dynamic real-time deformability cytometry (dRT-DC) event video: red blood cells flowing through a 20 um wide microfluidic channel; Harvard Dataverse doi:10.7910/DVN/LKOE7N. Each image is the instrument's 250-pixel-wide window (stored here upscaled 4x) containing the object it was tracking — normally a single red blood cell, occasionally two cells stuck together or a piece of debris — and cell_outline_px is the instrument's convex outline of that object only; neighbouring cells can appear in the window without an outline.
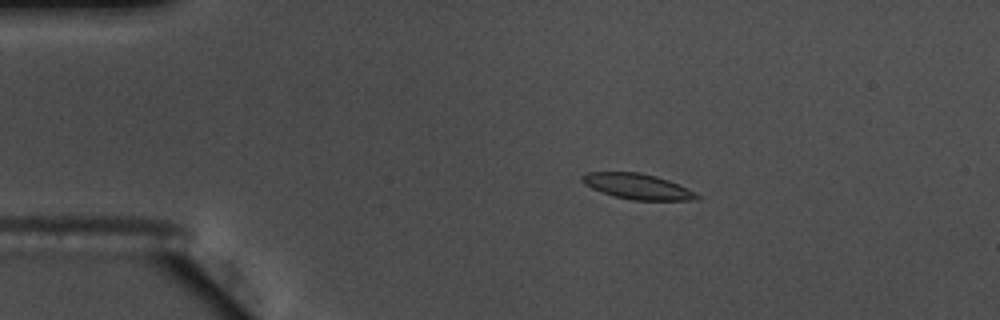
{"species": "common noctule bat (a hibernating species)", "species_latin": "Nyctalus noctula", "temperature_condition": "warm", "stored_images_in_passage": 57, "camera_frame_rate_fps": 3000, "um_per_image_px": 0.085, "animal": {"sex": "male", "body_mass_g": 17.5, "forearm_length_mm": 52.3}, "frame": {"image": 1, "passage_image": 12, "time_ms": 3.667, "image_size_px": [1000, 320], "cell_outline_px": [[700, 200], [632, 200], [616, 196], [592, 188], [584, 184], [580, 180], [580, 176], [584, 172], [640, 172], [656, 176], [668, 180], [688, 188], [696, 192], [700, 196]], "centroid_in_image_um": [54.2, 15.84], "position_along_channel_um": 30.8, "area_um2": 17.11}}
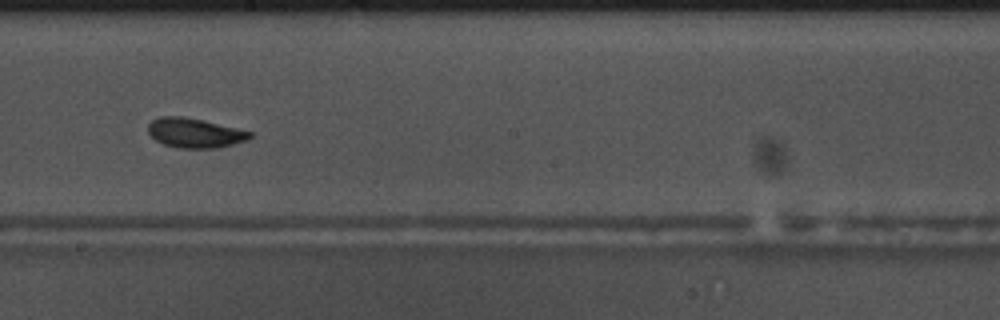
{"frame": {"image": 2, "passage_image": 33, "time_ms": 10.667, "image_size_px": [1000, 320], "cell_outline_px": [[252, 136], [248, 140], [216, 148], [180, 148], [164, 144], [156, 140], [148, 132], [148, 124], [152, 120], [160, 116], [184, 116], [236, 128], [252, 132]], "centroid_in_image_um": [16.54, 11.29], "position_along_channel_um": 231.7, "area_um2": 17.4}}
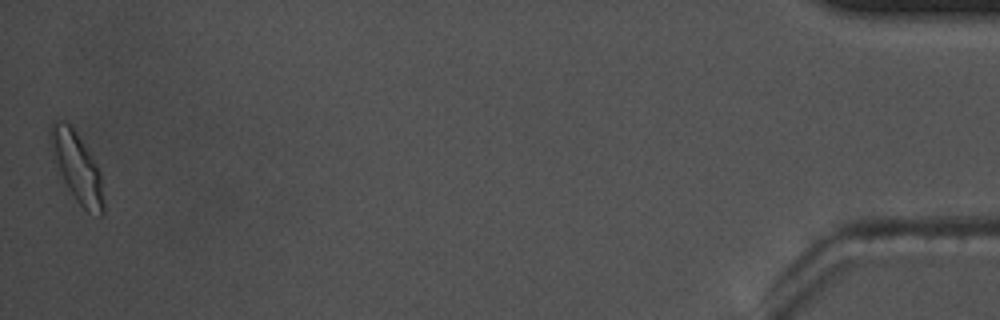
{"frame": {"image": 3, "passage_image": 57, "time_ms": 18.667, "image_size_px": [1000, 320], "cell_outline_px": [[104, 212], [100, 216], [88, 212], [76, 200], [56, 172], [52, 160], [48, 136], [52, 120], [56, 120], [68, 124], [72, 128], [84, 144], [92, 156], [100, 172], [104, 200]], "centroid_in_image_um": [6.49, 14.22], "position_along_channel_um": 428.7, "area_um2": 21.85}, "authors_computed_cell_mechanics": {"area_um2": 17.1666, "velocity_mm_per_s": 3.6354, "shape_relaxation_time_tau1_ms": 4.6858, "shape_relaxation_time_tau2_ms": 2.2413, "deformation_change_tau1": 0.1465, "deformation_change_tau2": 0.0785}}